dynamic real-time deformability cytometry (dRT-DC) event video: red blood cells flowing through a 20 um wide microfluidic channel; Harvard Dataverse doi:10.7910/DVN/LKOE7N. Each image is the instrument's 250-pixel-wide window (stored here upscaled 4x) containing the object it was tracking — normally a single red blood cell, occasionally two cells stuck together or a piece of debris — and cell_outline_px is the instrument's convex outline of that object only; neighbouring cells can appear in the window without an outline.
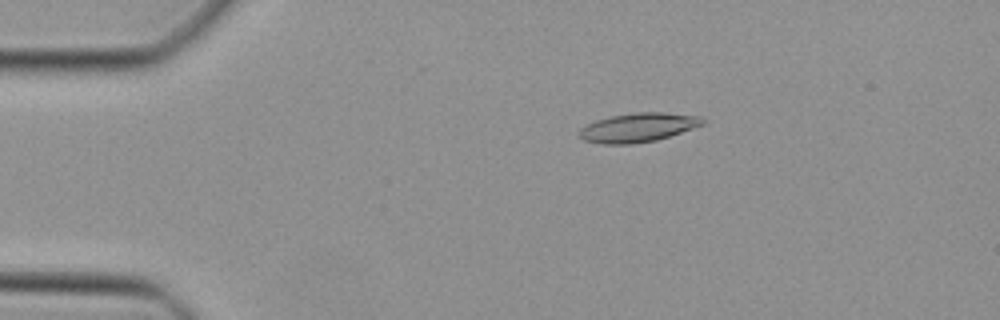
{"species": "Egyptian fruit bat (a non-hibernating species)", "species_latin": "Rousettus aegyptiacus", "temperature_condition": "cold", "stored_images_in_passage": 47, "camera_frame_rate_fps": 3000, "um_per_image_px": 0.085, "animal": {"sex": "female"}, "frame": {"image": 1, "passage_image": 9, "time_ms": 2.667, "image_size_px": [1000, 320], "cell_outline_px": [[708, 120], [704, 124], [656, 140], [628, 144], [604, 144], [584, 140], [576, 132], [580, 128], [596, 120], [612, 116], [636, 112], [664, 112], [700, 116]], "centroid_in_image_um": [54.24, 10.83], "position_along_channel_um": 30.8, "area_um2": 20.75}}
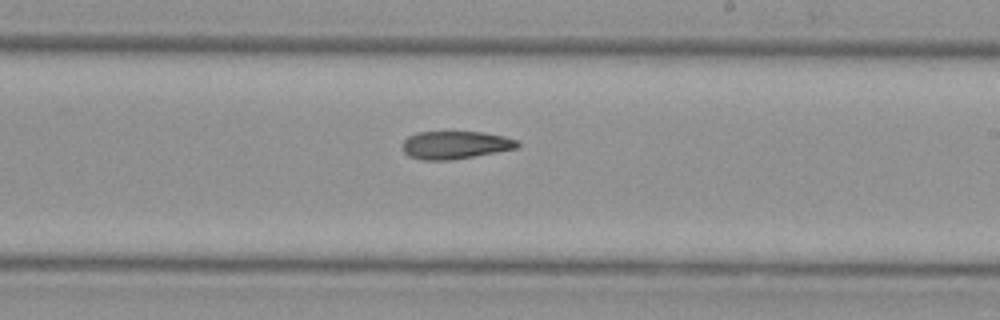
{"frame": {"image": 2, "passage_image": 28, "time_ms": 9.0, "image_size_px": [1000, 320], "cell_outline_px": [[520, 144], [516, 148], [496, 152], [452, 160], [420, 160], [408, 156], [400, 148], [404, 140], [408, 136], [416, 132], [484, 132], [504, 136], [516, 140]], "centroid_in_image_um": [38.64, 12.32], "position_along_channel_um": 250.4, "area_um2": 18.79}}
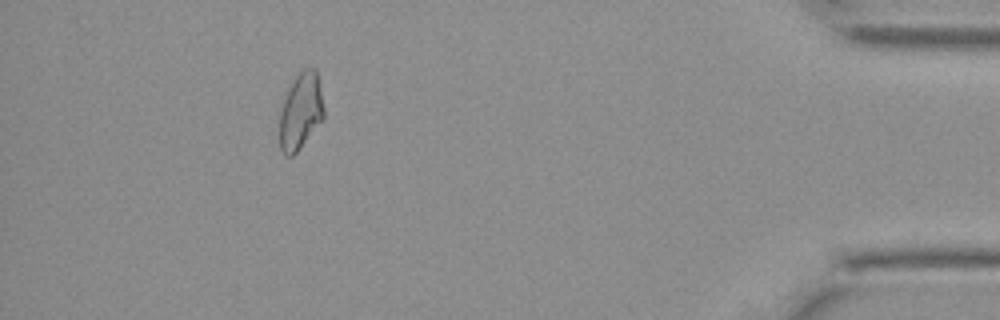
{"frame": {"image": 3, "passage_image": 43, "time_ms": 14.0, "image_size_px": [1000, 320], "cell_outline_px": [[324, 116], [300, 148], [292, 156], [284, 156], [280, 148], [280, 112], [284, 100], [296, 76], [304, 68], [316, 68], [324, 108]], "centroid_in_image_um": [25.56, 9.47], "position_along_channel_um": 409.6, "area_um2": 19.25}}